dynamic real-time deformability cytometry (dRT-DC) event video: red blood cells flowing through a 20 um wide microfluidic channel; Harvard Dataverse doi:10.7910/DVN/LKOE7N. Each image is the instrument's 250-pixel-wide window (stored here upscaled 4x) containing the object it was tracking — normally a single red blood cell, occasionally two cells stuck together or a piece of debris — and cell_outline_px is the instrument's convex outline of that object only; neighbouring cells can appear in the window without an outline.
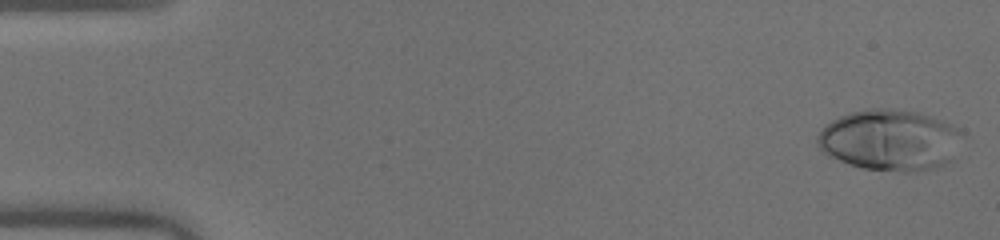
{"species": "human", "species_latin": "Homo sapiens", "temperature_condition": "warm", "stored_images_in_passage": 51, "camera_frame_rate_fps": 3000, "um_per_image_px": 0.085, "donor": {"sex": "male"}, "frame": {"image": 1, "passage_image": 2, "time_ms": 0.333, "image_size_px": [1000, 240], "cell_outline_px": [[956, 132], [952, 160], [936, 168], [912, 172], [904, 172], [864, 168], [848, 164], [828, 156], [816, 144], [816, 136], [824, 124], [840, 116], [852, 112], [872, 108], [880, 108], [916, 112], [952, 124], [956, 128]], "centroid_in_image_um": [75.52, 11.92], "position_along_channel_um": 9.5, "area_um2": 50.69}}
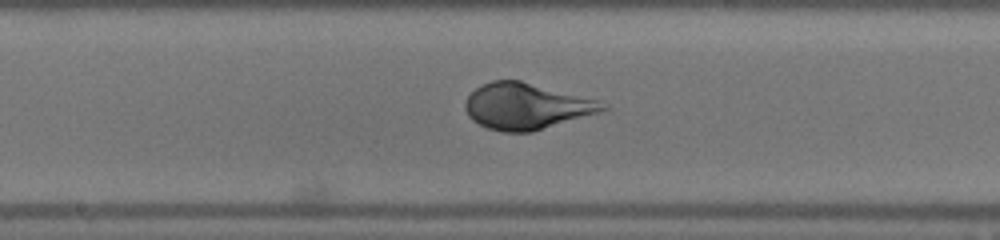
{"frame": {"image": 2, "passage_image": 27, "time_ms": 8.667, "image_size_px": [1000, 240], "cell_outline_px": [[608, 108], [600, 112], [532, 132], [504, 132], [488, 128], [472, 120], [468, 116], [464, 108], [464, 104], [468, 96], [476, 88], [492, 80], [520, 80], [600, 100]], "centroid_in_image_um": [44.73, 9.03], "position_along_channel_um": 203.5, "area_um2": 36.88}}
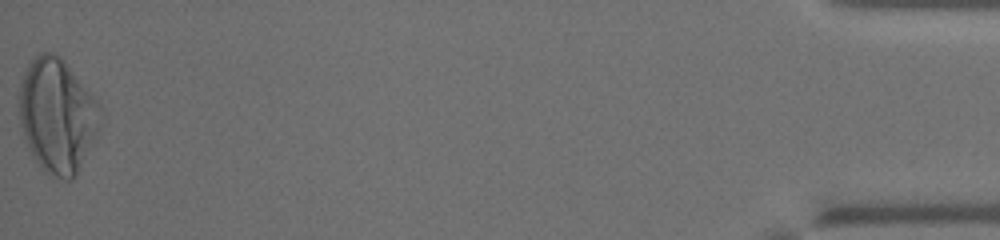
{"frame": {"image": 3, "passage_image": 51, "time_ms": 16.667, "image_size_px": [1000, 240], "cell_outline_px": [[100, 108], [96, 132], [76, 176], [72, 180], [64, 180], [48, 176], [44, 172], [36, 160], [24, 140], [20, 120], [16, 96], [20, 80], [28, 64], [40, 52], [52, 52], [60, 56], [64, 60], [96, 100]], "centroid_in_image_um": [4.79, 9.82], "position_along_channel_um": 430.4, "area_um2": 53.81}, "authors_computed_cell_mechanics": {"area_um2": 40.8646, "velocity_mm_per_s": 4.0484, "shape_relaxation_time_tau1_ms": 2.811, "shape_relaxation_time_tau2_ms": null, "deformation_change_tau1": 0.2046, "deformation_change_tau2": null}}